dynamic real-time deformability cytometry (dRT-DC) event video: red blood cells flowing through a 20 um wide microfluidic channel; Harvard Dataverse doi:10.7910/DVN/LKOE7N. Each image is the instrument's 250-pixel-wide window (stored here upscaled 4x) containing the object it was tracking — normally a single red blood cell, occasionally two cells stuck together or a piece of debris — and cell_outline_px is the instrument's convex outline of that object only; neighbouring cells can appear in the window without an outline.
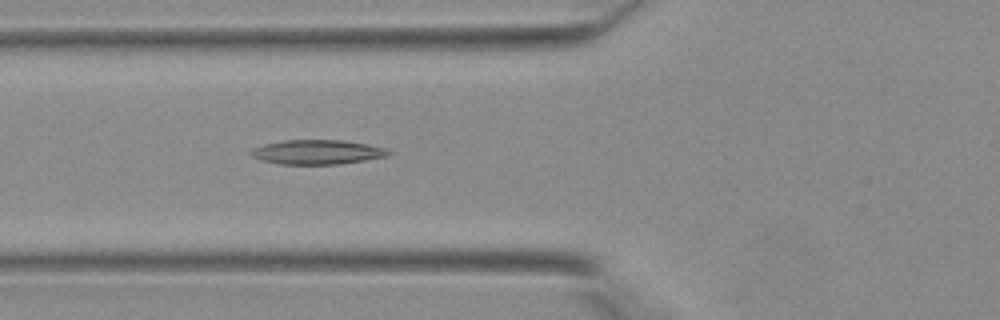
{"species": "Egyptian fruit bat (a non-hibernating species)", "species_latin": "Rousettus aegyptiacus", "temperature_condition": "warm", "stored_images_in_passage": 36, "camera_frame_rate_fps": 3000, "um_per_image_px": 0.085, "animal": {"sex": "female"}, "frame": {"image": 1, "passage_image": 12, "time_ms": 3.667, "image_size_px": [1000, 320], "cell_outline_px": [[392, 152], [388, 156], [340, 164], [280, 164], [260, 160], [252, 156], [248, 152], [252, 148], [264, 144], [284, 140], [344, 140], [368, 144], [384, 148]], "centroid_in_image_um": [26.94, 12.92], "position_along_channel_um": 98.9, "area_um2": 19.65}}
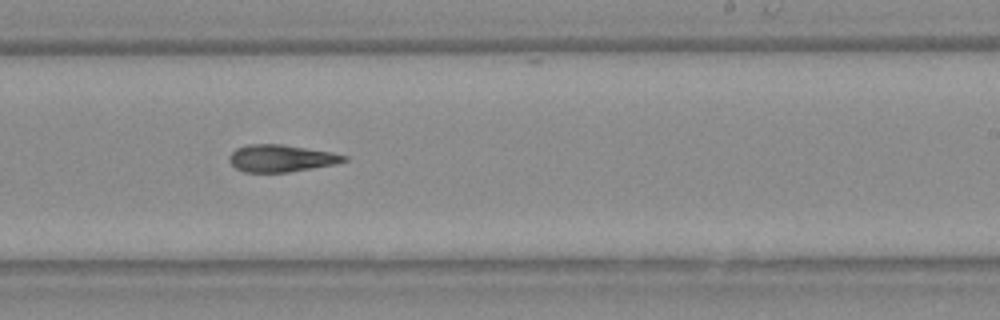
{"frame": {"image": 2, "passage_image": 22, "time_ms": 7.0, "image_size_px": [1000, 320], "cell_outline_px": [[348, 160], [332, 164], [312, 168], [288, 172], [244, 172], [236, 168], [228, 160], [228, 156], [236, 148], [248, 144], [280, 144], [332, 152], [348, 156]], "centroid_in_image_um": [23.86, 13.45], "position_along_channel_um": 265.1, "area_um2": 18.03}}
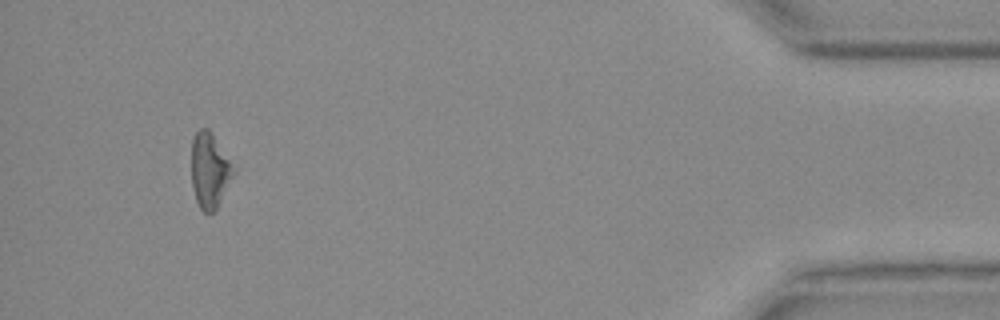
{"frame": {"image": 3, "passage_image": 35, "time_ms": 11.333, "image_size_px": [1000, 320], "cell_outline_px": [[236, 172], [216, 208], [212, 212], [204, 212], [200, 208], [196, 200], [192, 184], [192, 136], [200, 128], [208, 128], [212, 132]], "centroid_in_image_um": [17.81, 14.46], "position_along_channel_um": 417.4, "area_um2": 18.15}}